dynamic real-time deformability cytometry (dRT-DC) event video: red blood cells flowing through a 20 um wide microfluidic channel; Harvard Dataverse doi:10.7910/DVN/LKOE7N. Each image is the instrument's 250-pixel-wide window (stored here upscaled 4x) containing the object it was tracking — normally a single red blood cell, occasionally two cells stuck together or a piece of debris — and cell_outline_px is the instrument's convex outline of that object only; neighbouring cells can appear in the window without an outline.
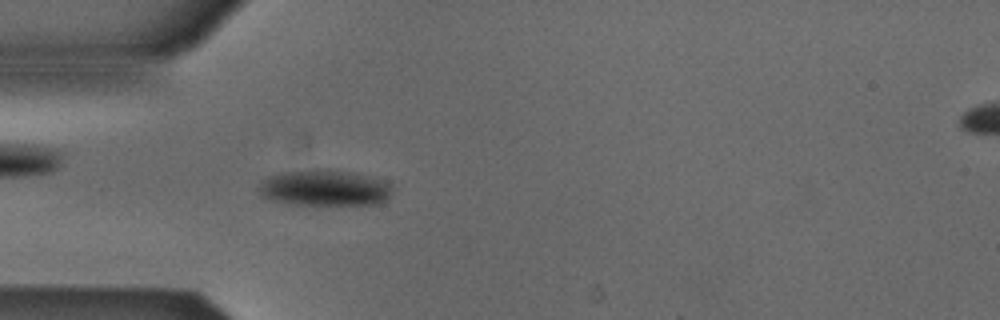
{"species": "Egyptian fruit bat (a non-hibernating species)", "species_latin": "Rousettus aegyptiacus", "temperature_condition": "cold", "stored_images_in_passage": 16, "camera_frame_rate_fps": 3000, "um_per_image_px": 0.085, "animal": {"sex": "male"}, "frame": {"image": 1, "passage_image": 7, "time_ms": 2.0, "image_size_px": [1000, 320], "cell_outline_px": [[392, 192], [388, 200], [376, 204], [316, 208], [288, 204], [272, 200], [260, 196], [260, 184], [268, 176], [280, 172], [316, 168], [328, 168], [376, 176], [392, 184]], "centroid_in_image_um": [27.65, 16.01], "position_along_channel_um": 57.4, "area_um2": 29.94}}
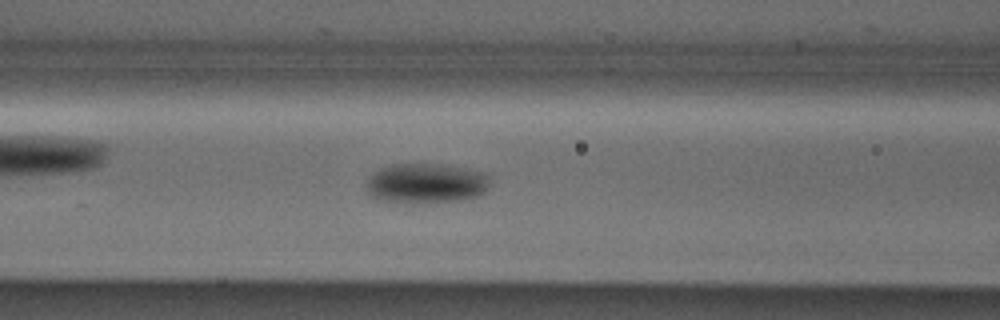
{"frame": {"image": 2, "passage_image": 13, "time_ms": 4.0, "image_size_px": [1000, 320], "cell_outline_px": [[492, 180], [488, 188], [480, 196], [464, 200], [412, 204], [384, 200], [372, 196], [364, 188], [364, 184], [368, 176], [372, 172], [380, 168], [392, 164], [440, 164], [488, 172], [492, 176]], "centroid_in_image_um": [36.25, 15.58], "position_along_channel_um": 130.4, "area_um2": 29.71}}